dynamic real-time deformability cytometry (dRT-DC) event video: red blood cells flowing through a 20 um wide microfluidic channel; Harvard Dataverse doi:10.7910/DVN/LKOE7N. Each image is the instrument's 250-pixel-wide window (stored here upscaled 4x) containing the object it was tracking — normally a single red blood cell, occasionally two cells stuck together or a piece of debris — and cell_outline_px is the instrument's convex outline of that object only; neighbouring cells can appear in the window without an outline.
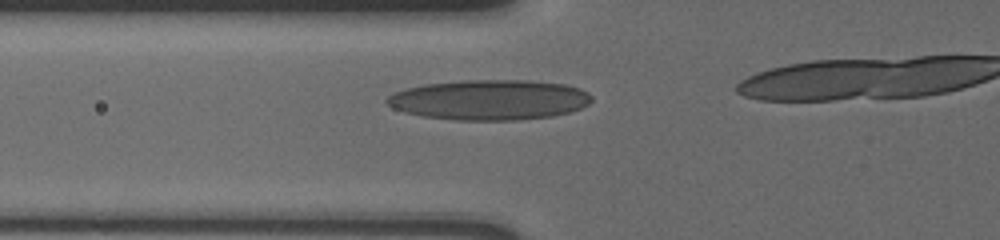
{"species": "human", "species_latin": "Homo sapiens", "temperature_condition": "cold", "stored_images_in_passage": 11, "camera_frame_rate_fps": 3000, "um_per_image_px": 0.085, "donor": {"sex": "male"}, "frame": {"image": 1, "passage_image": 9, "time_ms": 2.667, "image_size_px": [1000, 240], "cell_outline_px": [[592, 100], [588, 104], [580, 108], [568, 112], [552, 116], [516, 120], [456, 120], [424, 116], [404, 112], [392, 108], [384, 100], [388, 96], [396, 92], [408, 88], [424, 84], [464, 80], [528, 80], [564, 84], [580, 88], [588, 92], [592, 96]], "centroid_in_image_um": [41.61, 8.48], "position_along_channel_um": 84.2, "area_um2": 47.92}}